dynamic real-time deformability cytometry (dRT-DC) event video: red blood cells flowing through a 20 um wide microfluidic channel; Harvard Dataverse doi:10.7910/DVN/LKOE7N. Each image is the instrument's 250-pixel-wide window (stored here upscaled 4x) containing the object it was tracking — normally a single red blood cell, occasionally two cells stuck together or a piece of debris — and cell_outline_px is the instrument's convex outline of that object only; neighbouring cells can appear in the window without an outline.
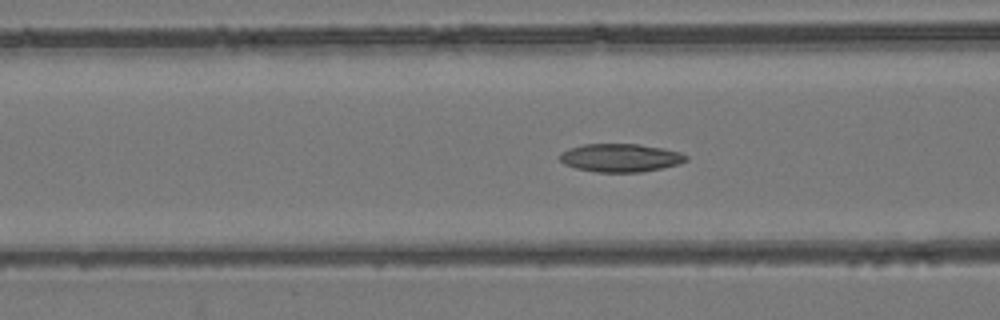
{"species": "common noctule bat (a hibernating species)", "species_latin": "Nyctalus noctula", "temperature_condition": "room temperature", "stored_images_in_passage": 31, "camera_frame_rate_fps": 3000, "um_per_image_px": 0.085, "animal": {"sex": "female", "body_mass_g": 24.6, "forearm_length_mm": 56.2}, "frame": {"image": 1, "passage_image": 4, "time_ms": 1.0, "image_size_px": [1000, 320], "cell_outline_px": [[688, 160], [680, 164], [640, 172], [596, 172], [576, 168], [564, 164], [560, 160], [560, 152], [568, 148], [584, 144], [640, 144], [664, 148], [680, 152], [688, 156]], "centroid_in_image_um": [52.74, 13.4], "position_along_channel_um": 113.9, "area_um2": 20.87}}
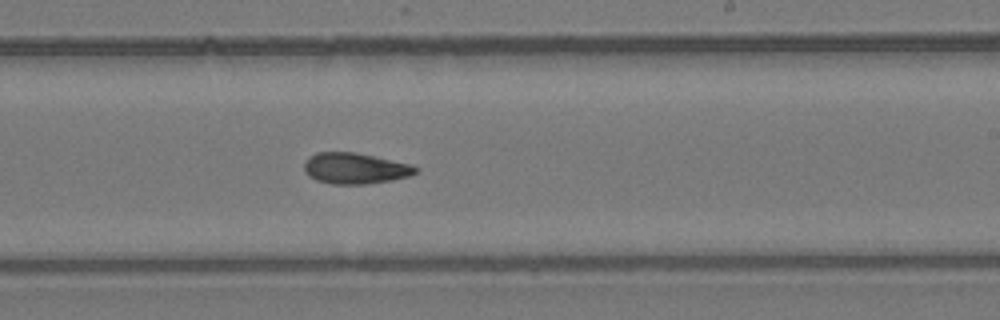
{"frame": {"image": 2, "passage_image": 15, "time_ms": 4.667, "image_size_px": [1000, 320], "cell_outline_px": [[420, 168], [416, 172], [408, 176], [392, 180], [364, 184], [332, 184], [316, 180], [308, 176], [304, 172], [304, 164], [316, 152], [356, 152], [412, 164]], "centroid_in_image_um": [30.2, 14.31], "position_along_channel_um": 258.8, "area_um2": 20.11}}
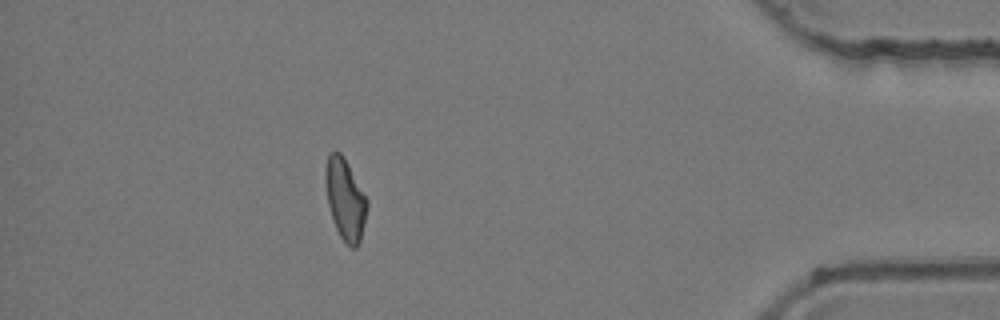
{"frame": {"image": 3, "passage_image": 30, "time_ms": 9.667, "image_size_px": [1000, 320], "cell_outline_px": [[368, 208], [360, 240], [356, 248], [352, 248], [340, 236], [332, 220], [328, 204], [324, 180], [324, 168], [328, 152], [340, 152], [344, 156], [368, 200]], "centroid_in_image_um": [29.32, 16.89], "position_along_channel_um": 405.9, "area_um2": 19.88}}